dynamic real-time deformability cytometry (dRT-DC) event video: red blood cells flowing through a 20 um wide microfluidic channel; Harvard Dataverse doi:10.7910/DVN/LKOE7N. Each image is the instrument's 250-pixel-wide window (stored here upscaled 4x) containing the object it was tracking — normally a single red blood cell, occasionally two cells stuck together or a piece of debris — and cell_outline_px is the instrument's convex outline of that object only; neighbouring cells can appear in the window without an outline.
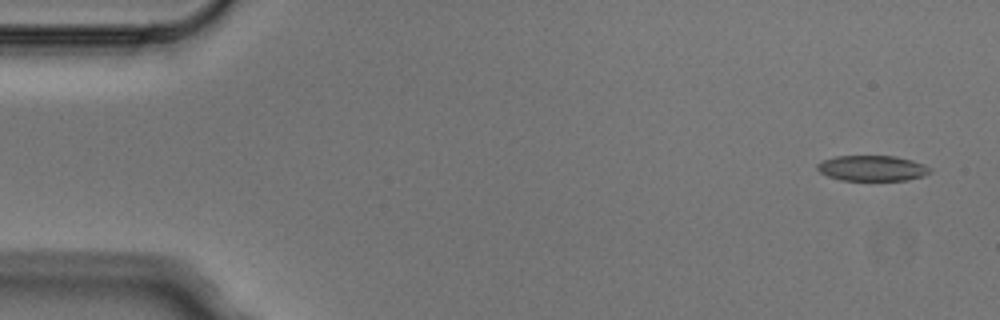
{"species": "Egyptian fruit bat (a non-hibernating species)", "species_latin": "Rousettus aegyptiacus", "temperature_condition": "cold", "stored_images_in_passage": 4, "camera_frame_rate_fps": 3000, "um_per_image_px": 0.085, "animal": {"sex": "male"}, "frame": {"image": 1, "passage_image": 1, "time_ms": 0.0, "image_size_px": [1000, 320], "cell_outline_px": [[932, 172], [924, 176], [904, 180], [840, 180], [828, 176], [820, 172], [816, 168], [816, 164], [824, 160], [836, 156], [896, 156], [912, 160], [924, 164], [932, 168]], "centroid_in_image_um": [74.16, 14.29], "position_along_channel_um": 10.8, "area_um2": 16.82}}
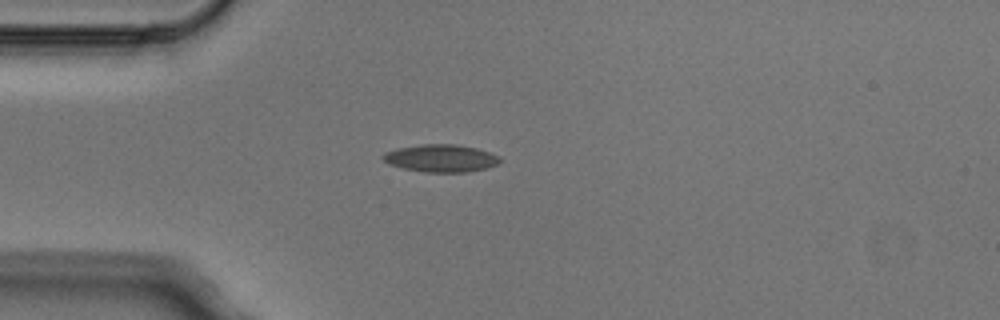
{"frame": {"image": 2, "passage_image": 4, "time_ms": 1.0, "image_size_px": [1000, 320], "cell_outline_px": [[500, 160], [496, 164], [484, 168], [468, 172], [424, 172], [404, 168], [388, 164], [380, 156], [384, 152], [396, 148], [420, 144], [456, 144], [476, 148], [500, 156]], "centroid_in_image_um": [37.42, 13.44], "position_along_channel_um": 47.6, "area_um2": 18.73}}